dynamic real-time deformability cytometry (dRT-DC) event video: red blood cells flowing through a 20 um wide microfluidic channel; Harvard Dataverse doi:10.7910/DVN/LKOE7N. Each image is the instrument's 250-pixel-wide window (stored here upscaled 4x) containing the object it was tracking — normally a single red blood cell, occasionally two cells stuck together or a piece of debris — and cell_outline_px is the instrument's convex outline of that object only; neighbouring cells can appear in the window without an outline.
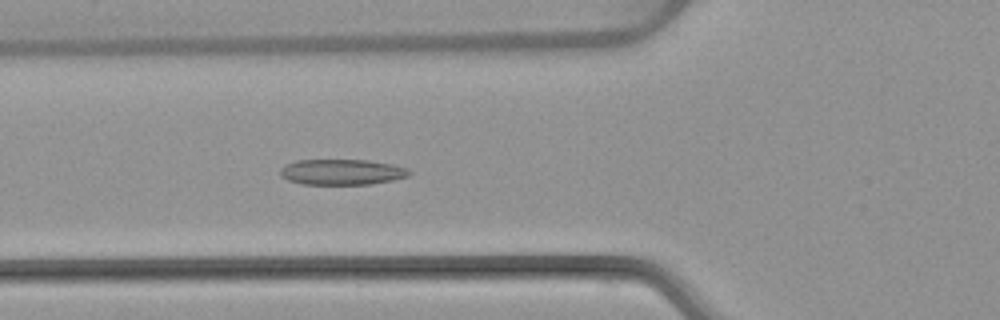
{"species": "common noctule bat (a hibernating species)", "species_latin": "Nyctalus noctula", "temperature_condition": "warm", "stored_images_in_passage": 45, "camera_frame_rate_fps": 3000, "um_per_image_px": 0.085, "animal": {"sex": "female", "body_mass_g": 22.7, "forearm_length_mm": 54.2}, "frame": {"image": 1, "passage_image": 12, "time_ms": 3.667, "image_size_px": [1000, 320], "cell_outline_px": [[412, 172], [408, 176], [392, 180], [372, 184], [304, 184], [288, 180], [280, 176], [280, 168], [284, 164], [296, 160], [368, 160], [392, 164], [408, 168]], "centroid_in_image_um": [29.05, 14.61], "position_along_channel_um": 96.8, "area_um2": 19.36}}
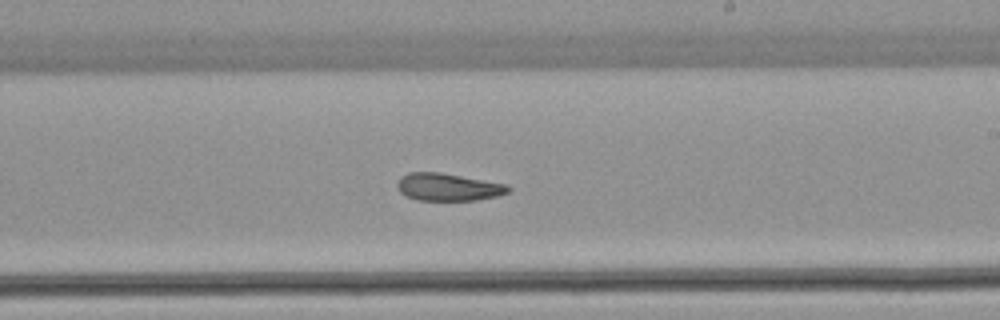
{"frame": {"image": 2, "passage_image": 24, "time_ms": 7.667, "image_size_px": [1000, 320], "cell_outline_px": [[512, 188], [508, 192], [496, 196], [476, 200], [416, 200], [400, 192], [396, 184], [400, 176], [408, 172], [440, 172], [508, 184]], "centroid_in_image_um": [38.09, 15.89], "position_along_channel_um": 250.9, "area_um2": 17.86}}
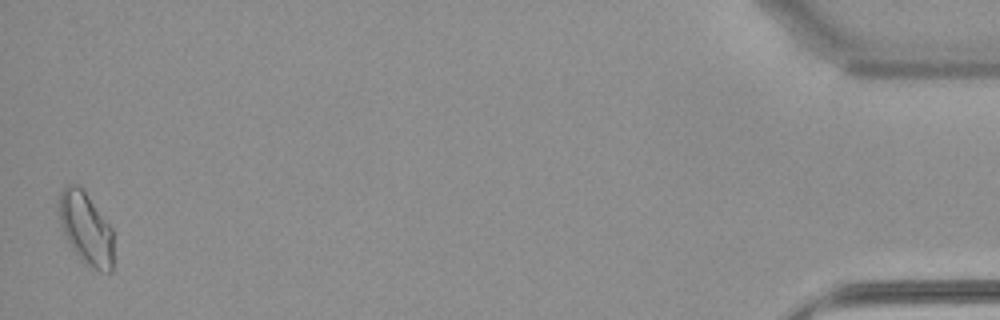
{"frame": {"image": 3, "passage_image": 45, "time_ms": 14.667, "image_size_px": [1000, 320], "cell_outline_px": [[112, 272], [100, 272], [84, 264], [72, 248], [60, 228], [56, 204], [60, 192], [68, 184], [76, 184], [84, 192], [112, 228]], "centroid_in_image_um": [7.25, 19.43], "position_along_channel_um": 427.9, "area_um2": 23.06}, "authors_computed_cell_mechanics": {"area_um2": 19.1896, "velocity_mm_per_s": 3.8555, "shape_relaxation_time_tau1_ms": null, "shape_relaxation_time_tau2_ms": 5.9182, "deformation_change_tau1": null, "deformation_change_tau2": 0.1051}}